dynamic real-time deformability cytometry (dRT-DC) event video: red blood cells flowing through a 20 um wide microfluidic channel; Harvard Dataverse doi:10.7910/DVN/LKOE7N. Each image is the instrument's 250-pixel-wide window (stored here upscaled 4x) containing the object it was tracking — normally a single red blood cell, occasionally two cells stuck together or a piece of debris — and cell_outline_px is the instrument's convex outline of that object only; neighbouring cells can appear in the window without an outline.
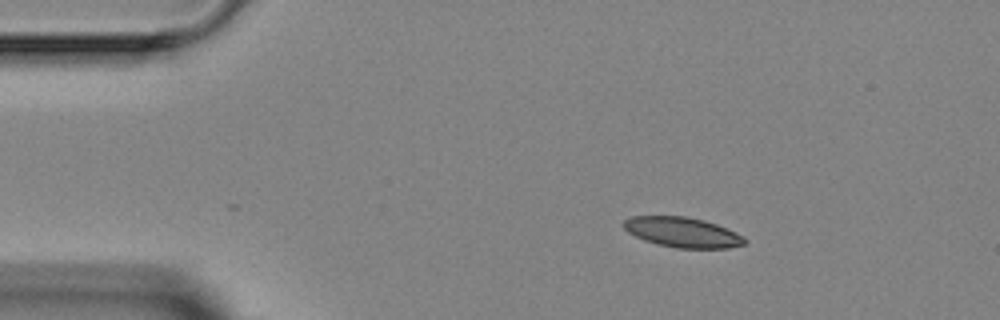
{"species": "Egyptian fruit bat (a non-hibernating species)", "species_latin": "Rousettus aegyptiacus", "temperature_condition": "room temperature", "stored_images_in_passage": 5, "camera_frame_rate_fps": 3000, "um_per_image_px": 0.085, "animal": {"sex": "female"}, "frame": {"image": 1, "passage_image": 1, "time_ms": 0.0, "image_size_px": [1000, 320], "cell_outline_px": [[748, 240], [744, 244], [728, 248], [676, 248], [656, 244], [644, 240], [628, 232], [624, 228], [624, 220], [632, 216], [684, 216], [704, 220], [716, 224], [736, 232], [744, 236]], "centroid_in_image_um": [58.03, 19.75], "position_along_channel_um": 27.0, "area_um2": 21.21}}
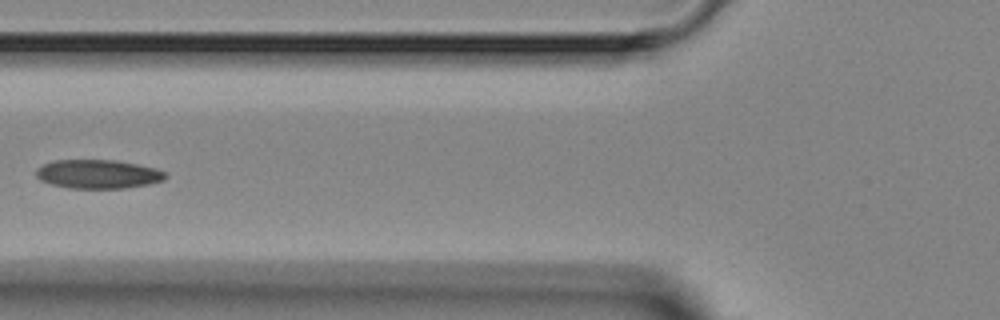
{"frame": {"image": 2, "passage_image": 4, "time_ms": 3.667, "image_size_px": [1000, 320], "cell_outline_px": [[168, 176], [164, 180], [148, 184], [124, 188], [68, 188], [52, 184], [40, 180], [36, 176], [36, 168], [52, 160], [116, 160], [156, 168], [164, 172]], "centroid_in_image_um": [8.32, 14.79], "position_along_channel_um": 117.5, "area_um2": 21.73}}
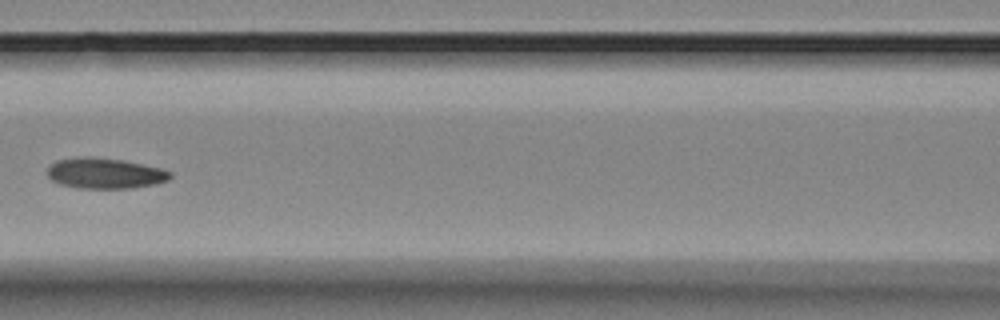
{"frame": {"image": 3, "passage_image": 5, "time_ms": 4.667, "image_size_px": [1000, 320], "cell_outline_px": [[172, 176], [168, 180], [156, 184], [132, 188], [76, 188], [60, 184], [52, 180], [48, 176], [48, 168], [56, 160], [84, 156], [88, 156], [124, 160], [160, 168], [172, 172]], "centroid_in_image_um": [8.93, 14.73], "position_along_channel_um": 157.7, "area_um2": 21.96}}